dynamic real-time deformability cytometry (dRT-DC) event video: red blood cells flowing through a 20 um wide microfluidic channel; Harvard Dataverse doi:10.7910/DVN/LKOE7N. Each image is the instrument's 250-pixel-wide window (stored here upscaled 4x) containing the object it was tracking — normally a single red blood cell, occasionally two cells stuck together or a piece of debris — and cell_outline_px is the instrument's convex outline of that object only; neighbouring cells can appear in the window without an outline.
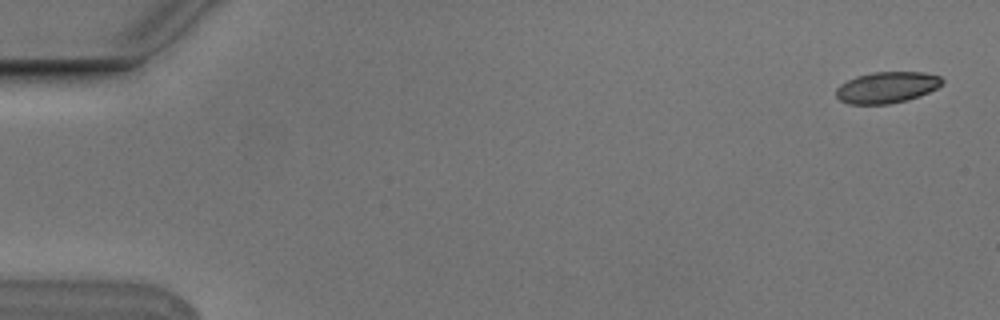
{"species": "Egyptian fruit bat (a non-hibernating species)", "species_latin": "Rousettus aegyptiacus", "temperature_condition": "cold", "stored_images_in_passage": 5, "camera_frame_rate_fps": 3000, "um_per_image_px": 0.085, "animal": {"sex": "male"}, "frame": {"image": 1, "passage_image": 1, "time_ms": 0.0, "image_size_px": [1000, 320], "cell_outline_px": [[944, 84], [920, 96], [908, 100], [888, 104], [848, 104], [840, 100], [836, 96], [836, 88], [840, 84], [856, 76], [872, 72], [924, 72], [940, 76], [944, 80]], "centroid_in_image_um": [75.39, 7.43], "position_along_channel_um": 9.6, "area_um2": 19.48}}